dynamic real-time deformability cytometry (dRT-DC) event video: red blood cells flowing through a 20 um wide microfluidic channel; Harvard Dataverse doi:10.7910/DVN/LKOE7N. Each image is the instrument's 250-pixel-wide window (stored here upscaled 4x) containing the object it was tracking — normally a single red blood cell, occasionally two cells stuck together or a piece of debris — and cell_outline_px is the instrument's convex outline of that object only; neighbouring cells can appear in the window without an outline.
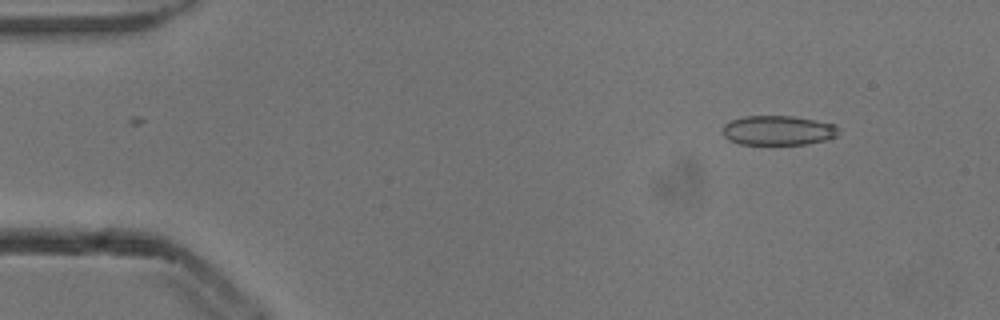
{"species": "common noctule bat (a hibernating species)", "species_latin": "Nyctalus noctula", "temperature_condition": "cold", "stored_images_in_passage": 10, "camera_frame_rate_fps": 3000, "um_per_image_px": 0.085, "animal": {"sex": "male", "body_mass_g": 13.3}, "frame": {"image": 1, "passage_image": 3, "time_ms": 0.667, "image_size_px": [1000, 320], "cell_outline_px": [[836, 136], [824, 140], [804, 144], [740, 144], [728, 140], [724, 136], [724, 124], [732, 120], [744, 116], [792, 116], [836, 124]], "centroid_in_image_um": [66.1, 11.08], "position_along_channel_um": 18.9, "area_um2": 19.71}}